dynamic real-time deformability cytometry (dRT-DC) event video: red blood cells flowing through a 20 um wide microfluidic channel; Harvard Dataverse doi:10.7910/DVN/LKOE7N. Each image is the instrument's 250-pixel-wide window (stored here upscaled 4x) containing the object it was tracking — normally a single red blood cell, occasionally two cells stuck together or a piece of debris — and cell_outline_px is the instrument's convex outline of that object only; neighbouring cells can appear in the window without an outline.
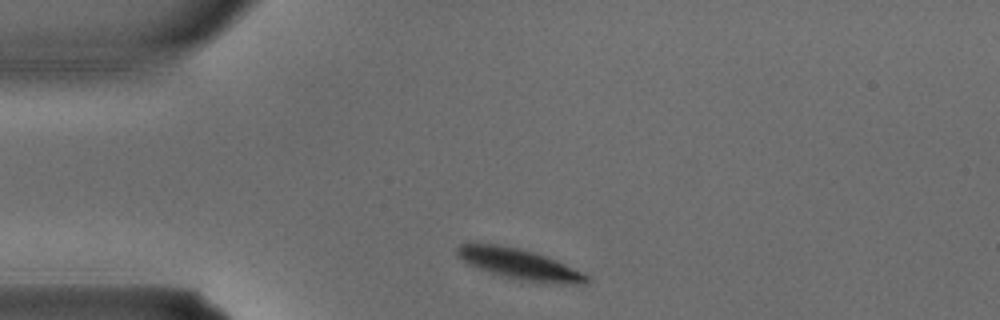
{"species": "common noctule bat (a hibernating species)", "species_latin": "Nyctalus noctula", "temperature_condition": "warm", "stored_images_in_passage": 1, "camera_frame_rate_fps": 3000, "um_per_image_px": 0.085, "animal": {"sex": "male", "body_mass_g": 15.6}, "frame": {"image": 1, "passage_image": 1, "time_ms": 0.0, "image_size_px": [1000, 320], "cell_outline_px": [[592, 280], [584, 284], [560, 284], [520, 280], [500, 276], [468, 264], [460, 260], [456, 256], [456, 248], [460, 244], [496, 244], [520, 248], [556, 260], [584, 272]], "centroid_in_image_um": [44.16, 22.46], "position_along_channel_um": 40.8, "area_um2": 23.18}}